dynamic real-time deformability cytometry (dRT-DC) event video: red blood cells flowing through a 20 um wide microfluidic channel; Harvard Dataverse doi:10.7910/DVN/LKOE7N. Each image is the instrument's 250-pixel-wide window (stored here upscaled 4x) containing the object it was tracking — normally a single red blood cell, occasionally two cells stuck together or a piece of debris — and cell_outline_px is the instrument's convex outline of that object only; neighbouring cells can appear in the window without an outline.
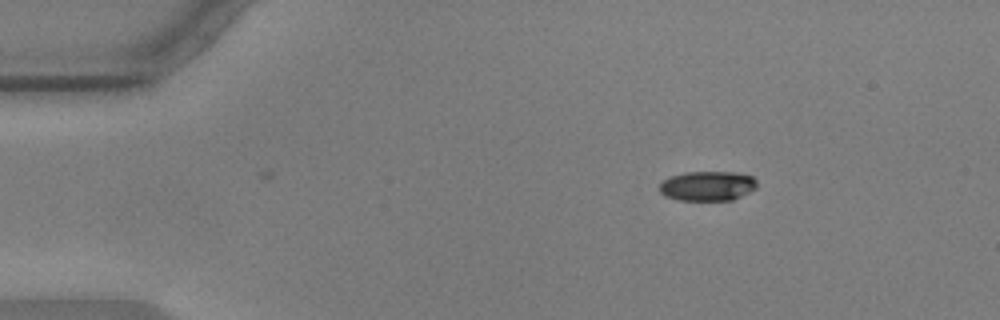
{"species": "common noctule bat (a hibernating species)", "species_latin": "Nyctalus noctula", "temperature_condition": "warm", "stored_images_in_passage": 2, "camera_frame_rate_fps": 3000, "um_per_image_px": 0.085, "animal": {"sex": "male", "body_mass_g": 17.9, "forearm_length_mm": 54.2}, "frame": {"image": 1, "passage_image": 1, "time_ms": 0.0, "image_size_px": [1000, 320], "cell_outline_px": [[756, 188], [732, 200], [680, 200], [664, 196], [660, 192], [660, 184], [668, 176], [684, 172], [736, 172], [752, 176], [756, 180]], "centroid_in_image_um": [60.11, 15.79], "position_along_channel_um": 24.9, "area_um2": 16.88}}